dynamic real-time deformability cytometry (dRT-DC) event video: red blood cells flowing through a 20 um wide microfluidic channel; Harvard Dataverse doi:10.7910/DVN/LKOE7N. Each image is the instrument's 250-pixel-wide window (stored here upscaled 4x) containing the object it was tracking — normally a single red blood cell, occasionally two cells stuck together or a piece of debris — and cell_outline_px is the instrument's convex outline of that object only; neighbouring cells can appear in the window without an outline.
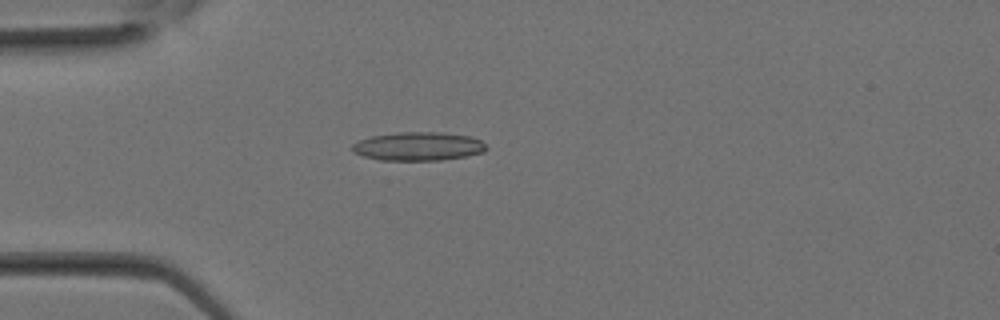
{"species": "Egyptian fruit bat (a non-hibernating species)", "species_latin": "Rousettus aegyptiacus", "temperature_condition": "room temperature", "stored_images_in_passage": 11, "camera_frame_rate_fps": 3000, "um_per_image_px": 0.085, "animal": {"sex": "female"}, "frame": {"image": 1, "passage_image": 1, "time_ms": 0.0, "image_size_px": [1000, 320], "cell_outline_px": [[488, 148], [484, 152], [464, 156], [440, 160], [380, 160], [364, 156], [352, 152], [352, 144], [360, 140], [372, 136], [396, 132], [444, 132], [468, 136], [480, 140]], "centroid_in_image_um": [35.54, 12.43], "position_along_channel_um": 49.5, "area_um2": 22.25}}
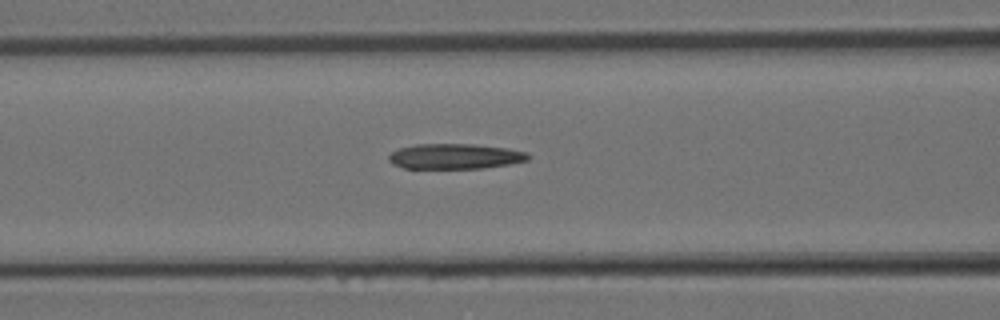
{"frame": {"image": 2, "passage_image": 5, "time_ms": 1.333, "image_size_px": [1000, 320], "cell_outline_px": [[532, 156], [528, 160], [508, 164], [480, 168], [404, 168], [392, 164], [388, 160], [388, 156], [392, 152], [400, 148], [416, 144], [472, 144], [508, 148], [528, 152]], "centroid_in_image_um": [38.69, 13.28], "position_along_channel_um": 127.9, "area_um2": 20.52}}
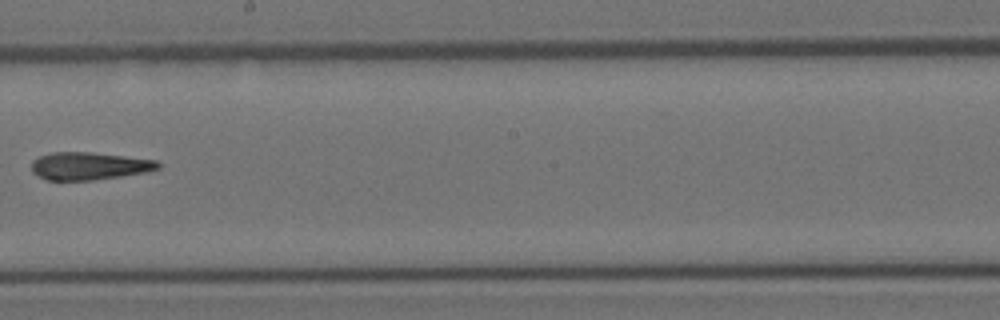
{"frame": {"image": 3, "passage_image": 10, "time_ms": 3.0, "image_size_px": [1000, 320], "cell_outline_px": [[160, 168], [144, 172], [120, 176], [92, 180], [48, 180], [32, 172], [32, 160], [40, 156], [52, 152], [92, 152], [156, 160], [160, 164]], "centroid_in_image_um": [7.56, 14.1], "position_along_channel_um": 240.6, "area_um2": 20.17}}